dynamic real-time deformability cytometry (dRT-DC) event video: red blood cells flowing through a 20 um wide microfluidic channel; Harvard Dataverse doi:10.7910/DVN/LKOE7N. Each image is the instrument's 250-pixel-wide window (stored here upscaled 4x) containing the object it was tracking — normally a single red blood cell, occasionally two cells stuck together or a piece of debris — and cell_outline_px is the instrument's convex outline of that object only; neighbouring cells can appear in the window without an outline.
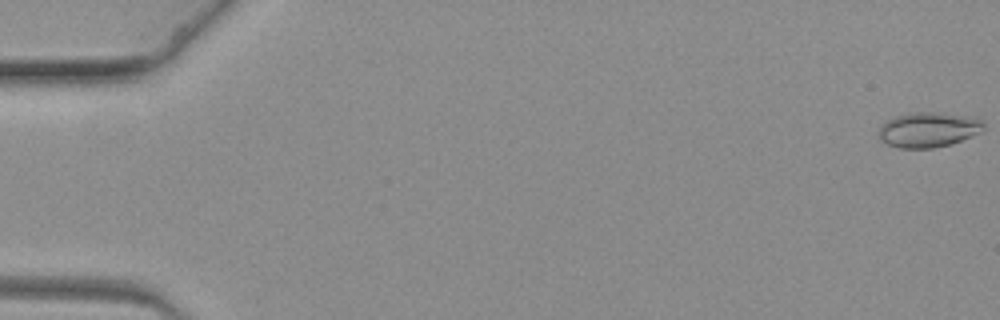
{"species": "common noctule bat (a hibernating species)", "species_latin": "Nyctalus noctula", "temperature_condition": "warm", "stored_images_in_passage": 65, "camera_frame_rate_fps": 3000, "um_per_image_px": 0.085, "animal": {"sex": "female", "body_mass_g": 19.3, "forearm_length_mm": 54.1}, "frame": {"image": 1, "passage_image": 1, "time_ms": 0.0, "image_size_px": [1000, 320], "cell_outline_px": [[984, 128], [980, 132], [972, 136], [952, 144], [932, 148], [900, 148], [888, 144], [880, 140], [876, 132], [880, 124], [896, 116], [912, 112], [940, 112], [976, 116], [984, 120]], "centroid_in_image_um": [78.93, 11.01], "position_along_channel_um": 6.1, "area_um2": 21.96}}
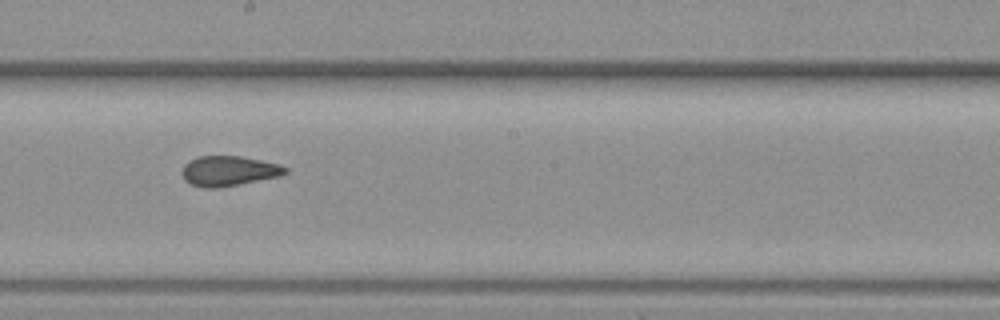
{"frame": {"image": 2, "passage_image": 37, "time_ms": 12.0, "image_size_px": [1000, 320], "cell_outline_px": [[288, 172], [280, 176], [216, 188], [204, 188], [192, 184], [184, 180], [180, 172], [184, 164], [200, 156], [240, 156], [280, 164], [288, 168]], "centroid_in_image_um": [19.43, 14.53], "position_along_channel_um": 228.8, "area_um2": 17.98}}
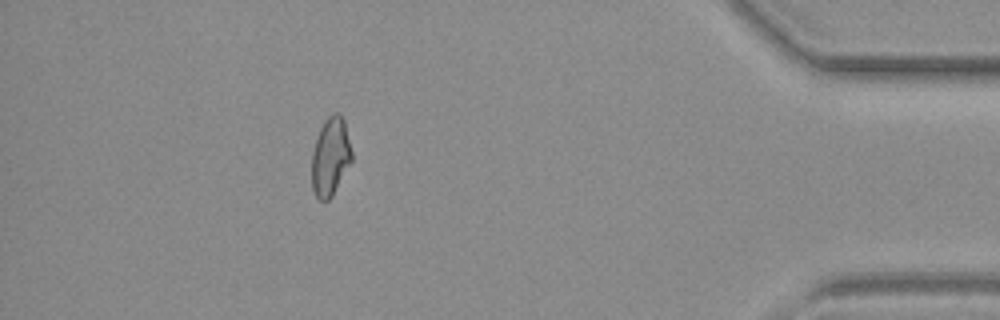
{"frame": {"image": 3, "passage_image": 58, "time_ms": 19.0, "image_size_px": [1000, 320], "cell_outline_px": [[352, 160], [332, 196], [328, 200], [320, 200], [316, 196], [312, 188], [312, 152], [316, 136], [324, 120], [332, 112], [340, 112], [344, 120], [352, 152]], "centroid_in_image_um": [28.08, 13.28], "position_along_channel_um": 407.1, "area_um2": 18.32}}